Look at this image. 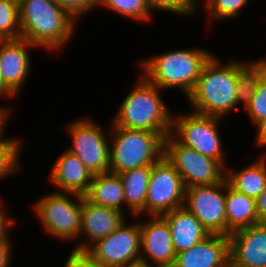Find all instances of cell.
Listing matches in <instances>:
<instances>
[{"mask_svg":"<svg viewBox=\"0 0 266 267\" xmlns=\"http://www.w3.org/2000/svg\"><path fill=\"white\" fill-rule=\"evenodd\" d=\"M213 53L205 62L190 95L191 111L227 119L237 113V57L223 60Z\"/></svg>","mask_w":266,"mask_h":267,"instance_id":"1","label":"cell"},{"mask_svg":"<svg viewBox=\"0 0 266 267\" xmlns=\"http://www.w3.org/2000/svg\"><path fill=\"white\" fill-rule=\"evenodd\" d=\"M21 38L51 53L68 48L79 25L54 0H18Z\"/></svg>","mask_w":266,"mask_h":267,"instance_id":"2","label":"cell"},{"mask_svg":"<svg viewBox=\"0 0 266 267\" xmlns=\"http://www.w3.org/2000/svg\"><path fill=\"white\" fill-rule=\"evenodd\" d=\"M181 48L144 56L142 61H137V70L161 90H179L187 98L196 85L203 65L214 52L208 46L207 49L201 46Z\"/></svg>","mask_w":266,"mask_h":267,"instance_id":"3","label":"cell"},{"mask_svg":"<svg viewBox=\"0 0 266 267\" xmlns=\"http://www.w3.org/2000/svg\"><path fill=\"white\" fill-rule=\"evenodd\" d=\"M136 77V82L121 100L110 122L127 129L156 132L165 139L171 132L174 111L165 103L164 92L160 88L141 73Z\"/></svg>","mask_w":266,"mask_h":267,"instance_id":"4","label":"cell"},{"mask_svg":"<svg viewBox=\"0 0 266 267\" xmlns=\"http://www.w3.org/2000/svg\"><path fill=\"white\" fill-rule=\"evenodd\" d=\"M109 172L152 166L164 155V138L156 132L127 129L110 123Z\"/></svg>","mask_w":266,"mask_h":267,"instance_id":"5","label":"cell"},{"mask_svg":"<svg viewBox=\"0 0 266 267\" xmlns=\"http://www.w3.org/2000/svg\"><path fill=\"white\" fill-rule=\"evenodd\" d=\"M81 204L82 195L47 191L46 195H38L29 208L48 238L51 236L66 244L77 242L80 236Z\"/></svg>","mask_w":266,"mask_h":267,"instance_id":"6","label":"cell"},{"mask_svg":"<svg viewBox=\"0 0 266 267\" xmlns=\"http://www.w3.org/2000/svg\"><path fill=\"white\" fill-rule=\"evenodd\" d=\"M224 121L226 120L223 118L202 115L193 111L184 113L175 111L172 116L170 134L181 144L197 150L203 156L217 160L226 168L230 164L227 163L229 152L223 147L225 144L220 133L221 124Z\"/></svg>","mask_w":266,"mask_h":267,"instance_id":"7","label":"cell"},{"mask_svg":"<svg viewBox=\"0 0 266 267\" xmlns=\"http://www.w3.org/2000/svg\"><path fill=\"white\" fill-rule=\"evenodd\" d=\"M76 118L63 125L65 134L71 139L66 149L76 155L93 175L109 172L110 124L108 130H104L93 116L87 114Z\"/></svg>","mask_w":266,"mask_h":267,"instance_id":"8","label":"cell"},{"mask_svg":"<svg viewBox=\"0 0 266 267\" xmlns=\"http://www.w3.org/2000/svg\"><path fill=\"white\" fill-rule=\"evenodd\" d=\"M134 218V222L127 218L114 232L95 242L82 255L90 263L100 267L140 266V220L139 216Z\"/></svg>","mask_w":266,"mask_h":267,"instance_id":"9","label":"cell"},{"mask_svg":"<svg viewBox=\"0 0 266 267\" xmlns=\"http://www.w3.org/2000/svg\"><path fill=\"white\" fill-rule=\"evenodd\" d=\"M164 156L181 175L185 188L212 185L225 178V168L217 160L181 144L171 134L164 139Z\"/></svg>","mask_w":266,"mask_h":267,"instance_id":"10","label":"cell"},{"mask_svg":"<svg viewBox=\"0 0 266 267\" xmlns=\"http://www.w3.org/2000/svg\"><path fill=\"white\" fill-rule=\"evenodd\" d=\"M185 186L181 175L163 155L151 166L145 216L163 215L184 207Z\"/></svg>","mask_w":266,"mask_h":267,"instance_id":"11","label":"cell"},{"mask_svg":"<svg viewBox=\"0 0 266 267\" xmlns=\"http://www.w3.org/2000/svg\"><path fill=\"white\" fill-rule=\"evenodd\" d=\"M184 207L210 234L227 236L225 178L216 184L185 188Z\"/></svg>","mask_w":266,"mask_h":267,"instance_id":"12","label":"cell"},{"mask_svg":"<svg viewBox=\"0 0 266 267\" xmlns=\"http://www.w3.org/2000/svg\"><path fill=\"white\" fill-rule=\"evenodd\" d=\"M140 217L141 267H172L176 253L173 247L169 224L161 216ZM143 218V219H142Z\"/></svg>","mask_w":266,"mask_h":267,"instance_id":"13","label":"cell"},{"mask_svg":"<svg viewBox=\"0 0 266 267\" xmlns=\"http://www.w3.org/2000/svg\"><path fill=\"white\" fill-rule=\"evenodd\" d=\"M127 218L121 211L93 204L82 196L80 236L69 253L82 255L95 242L114 232Z\"/></svg>","mask_w":266,"mask_h":267,"instance_id":"14","label":"cell"},{"mask_svg":"<svg viewBox=\"0 0 266 267\" xmlns=\"http://www.w3.org/2000/svg\"><path fill=\"white\" fill-rule=\"evenodd\" d=\"M38 49L23 38L0 40V70L5 85L16 95L22 93L32 66L31 49Z\"/></svg>","mask_w":266,"mask_h":267,"instance_id":"15","label":"cell"},{"mask_svg":"<svg viewBox=\"0 0 266 267\" xmlns=\"http://www.w3.org/2000/svg\"><path fill=\"white\" fill-rule=\"evenodd\" d=\"M46 177L55 188L53 191L84 196L89 190L93 174L76 155L65 148L55 159Z\"/></svg>","mask_w":266,"mask_h":267,"instance_id":"16","label":"cell"},{"mask_svg":"<svg viewBox=\"0 0 266 267\" xmlns=\"http://www.w3.org/2000/svg\"><path fill=\"white\" fill-rule=\"evenodd\" d=\"M229 254L245 267H266V224L242 228L229 235Z\"/></svg>","mask_w":266,"mask_h":267,"instance_id":"17","label":"cell"},{"mask_svg":"<svg viewBox=\"0 0 266 267\" xmlns=\"http://www.w3.org/2000/svg\"><path fill=\"white\" fill-rule=\"evenodd\" d=\"M229 256V236L210 234L188 250L177 253L172 267H220Z\"/></svg>","mask_w":266,"mask_h":267,"instance_id":"18","label":"cell"},{"mask_svg":"<svg viewBox=\"0 0 266 267\" xmlns=\"http://www.w3.org/2000/svg\"><path fill=\"white\" fill-rule=\"evenodd\" d=\"M169 224L175 253L183 252L204 240L210 233L185 207L162 215Z\"/></svg>","mask_w":266,"mask_h":267,"instance_id":"19","label":"cell"},{"mask_svg":"<svg viewBox=\"0 0 266 267\" xmlns=\"http://www.w3.org/2000/svg\"><path fill=\"white\" fill-rule=\"evenodd\" d=\"M253 162L236 169L229 164L225 168L228 185L237 192L257 198L266 189V154L257 155Z\"/></svg>","mask_w":266,"mask_h":267,"instance_id":"20","label":"cell"},{"mask_svg":"<svg viewBox=\"0 0 266 267\" xmlns=\"http://www.w3.org/2000/svg\"><path fill=\"white\" fill-rule=\"evenodd\" d=\"M84 197L93 204L126 214L123 183L119 174L106 172L93 175L89 190Z\"/></svg>","mask_w":266,"mask_h":267,"instance_id":"21","label":"cell"},{"mask_svg":"<svg viewBox=\"0 0 266 267\" xmlns=\"http://www.w3.org/2000/svg\"><path fill=\"white\" fill-rule=\"evenodd\" d=\"M227 236L242 228L259 224L256 199L232 189L225 179Z\"/></svg>","mask_w":266,"mask_h":267,"instance_id":"22","label":"cell"},{"mask_svg":"<svg viewBox=\"0 0 266 267\" xmlns=\"http://www.w3.org/2000/svg\"><path fill=\"white\" fill-rule=\"evenodd\" d=\"M151 166H144L119 174L123 183L128 217L145 216V201L150 182ZM129 211V212H128Z\"/></svg>","mask_w":266,"mask_h":267,"instance_id":"23","label":"cell"},{"mask_svg":"<svg viewBox=\"0 0 266 267\" xmlns=\"http://www.w3.org/2000/svg\"><path fill=\"white\" fill-rule=\"evenodd\" d=\"M249 4L250 0H199L198 13L205 12L206 25H210L209 28H211V24L226 22L231 18L237 19L245 8L249 9Z\"/></svg>","mask_w":266,"mask_h":267,"instance_id":"24","label":"cell"},{"mask_svg":"<svg viewBox=\"0 0 266 267\" xmlns=\"http://www.w3.org/2000/svg\"><path fill=\"white\" fill-rule=\"evenodd\" d=\"M260 80V72L248 59L237 58V111H244L250 104Z\"/></svg>","mask_w":266,"mask_h":267,"instance_id":"25","label":"cell"},{"mask_svg":"<svg viewBox=\"0 0 266 267\" xmlns=\"http://www.w3.org/2000/svg\"><path fill=\"white\" fill-rule=\"evenodd\" d=\"M99 8L112 11L124 19L134 20L138 23L151 22L152 24L155 17L146 0H99Z\"/></svg>","mask_w":266,"mask_h":267,"instance_id":"26","label":"cell"},{"mask_svg":"<svg viewBox=\"0 0 266 267\" xmlns=\"http://www.w3.org/2000/svg\"><path fill=\"white\" fill-rule=\"evenodd\" d=\"M20 137H9L7 140L0 142V181L12 176H17L23 171L25 165L21 159L24 146V140ZM23 139V142H22ZM23 164V165H22ZM23 167V168H22ZM17 174V175H16Z\"/></svg>","mask_w":266,"mask_h":267,"instance_id":"27","label":"cell"},{"mask_svg":"<svg viewBox=\"0 0 266 267\" xmlns=\"http://www.w3.org/2000/svg\"><path fill=\"white\" fill-rule=\"evenodd\" d=\"M21 38L18 0H0V40Z\"/></svg>","mask_w":266,"mask_h":267,"instance_id":"28","label":"cell"},{"mask_svg":"<svg viewBox=\"0 0 266 267\" xmlns=\"http://www.w3.org/2000/svg\"><path fill=\"white\" fill-rule=\"evenodd\" d=\"M150 10L156 12H167V14L176 15L181 18H198L199 0H146ZM169 12V13H168ZM198 16V17H197Z\"/></svg>","mask_w":266,"mask_h":267,"instance_id":"29","label":"cell"},{"mask_svg":"<svg viewBox=\"0 0 266 267\" xmlns=\"http://www.w3.org/2000/svg\"><path fill=\"white\" fill-rule=\"evenodd\" d=\"M243 113L250 118L254 127L266 119V81L260 80L255 95Z\"/></svg>","mask_w":266,"mask_h":267,"instance_id":"30","label":"cell"},{"mask_svg":"<svg viewBox=\"0 0 266 267\" xmlns=\"http://www.w3.org/2000/svg\"><path fill=\"white\" fill-rule=\"evenodd\" d=\"M58 6L64 9L77 22L85 19L90 13L98 11L99 0H54Z\"/></svg>","mask_w":266,"mask_h":267,"instance_id":"31","label":"cell"},{"mask_svg":"<svg viewBox=\"0 0 266 267\" xmlns=\"http://www.w3.org/2000/svg\"><path fill=\"white\" fill-rule=\"evenodd\" d=\"M7 207H8L7 204L5 203L3 198H1L0 199V241L13 240L11 239L13 236L11 234L12 233L11 230L16 229L17 225L19 224V221L15 220V217L8 215L12 213H8L9 211Z\"/></svg>","mask_w":266,"mask_h":267,"instance_id":"32","label":"cell"},{"mask_svg":"<svg viewBox=\"0 0 266 267\" xmlns=\"http://www.w3.org/2000/svg\"><path fill=\"white\" fill-rule=\"evenodd\" d=\"M11 105H2L0 104V142H3L9 138V136L6 137L5 131L7 129V125L10 124L9 120H11L14 112H15V107Z\"/></svg>","mask_w":266,"mask_h":267,"instance_id":"33","label":"cell"},{"mask_svg":"<svg viewBox=\"0 0 266 267\" xmlns=\"http://www.w3.org/2000/svg\"><path fill=\"white\" fill-rule=\"evenodd\" d=\"M12 240H4L0 241V267H11L13 265L12 259L13 257V247L15 246L13 244ZM12 264V265H11Z\"/></svg>","mask_w":266,"mask_h":267,"instance_id":"34","label":"cell"},{"mask_svg":"<svg viewBox=\"0 0 266 267\" xmlns=\"http://www.w3.org/2000/svg\"><path fill=\"white\" fill-rule=\"evenodd\" d=\"M254 138H253V144L255 145V147L258 149H264L263 151H261V153H265L266 154V119L260 121L255 127H254ZM265 151V152H264Z\"/></svg>","mask_w":266,"mask_h":267,"instance_id":"35","label":"cell"},{"mask_svg":"<svg viewBox=\"0 0 266 267\" xmlns=\"http://www.w3.org/2000/svg\"><path fill=\"white\" fill-rule=\"evenodd\" d=\"M63 267H100L90 263L83 255L68 254Z\"/></svg>","mask_w":266,"mask_h":267,"instance_id":"36","label":"cell"},{"mask_svg":"<svg viewBox=\"0 0 266 267\" xmlns=\"http://www.w3.org/2000/svg\"><path fill=\"white\" fill-rule=\"evenodd\" d=\"M256 206L259 223H264L266 221V189L256 198Z\"/></svg>","mask_w":266,"mask_h":267,"instance_id":"37","label":"cell"},{"mask_svg":"<svg viewBox=\"0 0 266 267\" xmlns=\"http://www.w3.org/2000/svg\"><path fill=\"white\" fill-rule=\"evenodd\" d=\"M249 61L254 65V67L260 72L261 80L266 81V54L260 56L258 59H250Z\"/></svg>","mask_w":266,"mask_h":267,"instance_id":"38","label":"cell"},{"mask_svg":"<svg viewBox=\"0 0 266 267\" xmlns=\"http://www.w3.org/2000/svg\"><path fill=\"white\" fill-rule=\"evenodd\" d=\"M17 96L5 85L2 73L0 70V99H15Z\"/></svg>","mask_w":266,"mask_h":267,"instance_id":"39","label":"cell"},{"mask_svg":"<svg viewBox=\"0 0 266 267\" xmlns=\"http://www.w3.org/2000/svg\"><path fill=\"white\" fill-rule=\"evenodd\" d=\"M220 267H245V266L236 262L231 256H229Z\"/></svg>","mask_w":266,"mask_h":267,"instance_id":"40","label":"cell"}]
</instances>
